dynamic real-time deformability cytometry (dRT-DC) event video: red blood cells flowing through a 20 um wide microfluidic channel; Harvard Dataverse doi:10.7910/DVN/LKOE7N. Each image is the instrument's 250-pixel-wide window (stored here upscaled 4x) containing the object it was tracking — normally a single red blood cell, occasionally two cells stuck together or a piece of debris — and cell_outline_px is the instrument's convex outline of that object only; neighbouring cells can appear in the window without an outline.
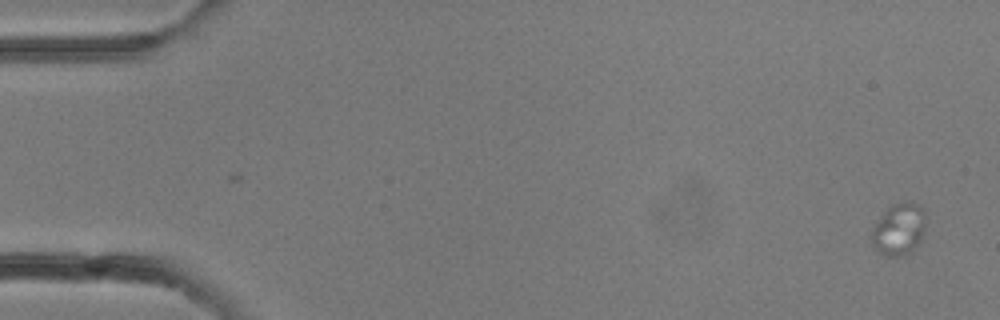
{"species": "common noctule bat (a hibernating species)", "species_latin": "Nyctalus noctula", "temperature_condition": "room temperature", "stored_images_in_passage": 19, "camera_frame_rate_fps": 3000, "um_per_image_px": 0.085, "animal": {"sex": "female"}, "frame": {"image": 1, "passage_image": 1, "time_ms": 0.0, "image_size_px": [1000, 320], "cell_outline_px": [[924, 232], [920, 244], [912, 252], [904, 256], [888, 256], [872, 248], [872, 228], [884, 212], [892, 204], [904, 200], [916, 204], [924, 208]], "centroid_in_image_um": [76.42, 19.5], "position_along_channel_um": 8.6, "area_um2": 16.59}}